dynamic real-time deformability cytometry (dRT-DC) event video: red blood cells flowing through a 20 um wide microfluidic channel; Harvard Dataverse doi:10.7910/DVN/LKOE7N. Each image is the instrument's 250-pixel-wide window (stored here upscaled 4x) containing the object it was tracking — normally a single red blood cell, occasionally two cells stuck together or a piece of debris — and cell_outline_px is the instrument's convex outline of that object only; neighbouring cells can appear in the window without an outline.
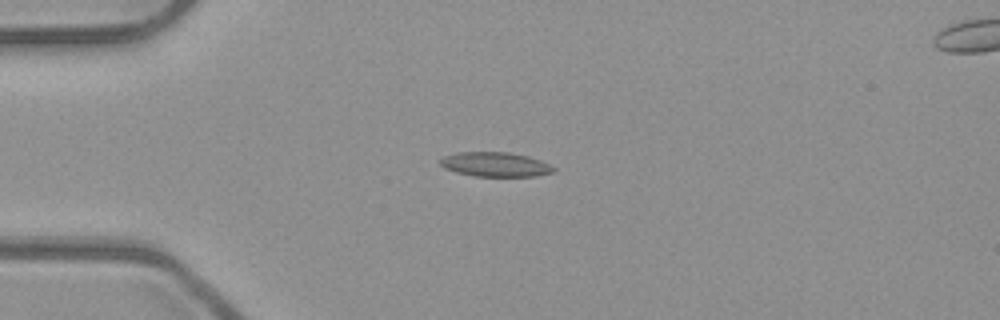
{"species": "common noctule bat (a hibernating species)", "species_latin": "Nyctalus noctula", "temperature_condition": "room temperature", "stored_images_in_passage": 6, "camera_frame_rate_fps": 3000, "um_per_image_px": 0.085, "animal": {"sex": "male", "body_mass_g": 23.1, "forearm_length_mm": 52.7}, "frame": {"image": 1, "passage_image": 3, "time_ms": 0.667, "image_size_px": [1000, 320], "cell_outline_px": [[556, 168], [552, 172], [536, 176], [472, 176], [456, 172], [444, 168], [440, 164], [440, 160], [444, 156], [456, 152], [508, 152], [528, 156], [540, 160]], "centroid_in_image_um": [42.07, 13.97], "position_along_channel_um": 42.9, "area_um2": 16.13}}
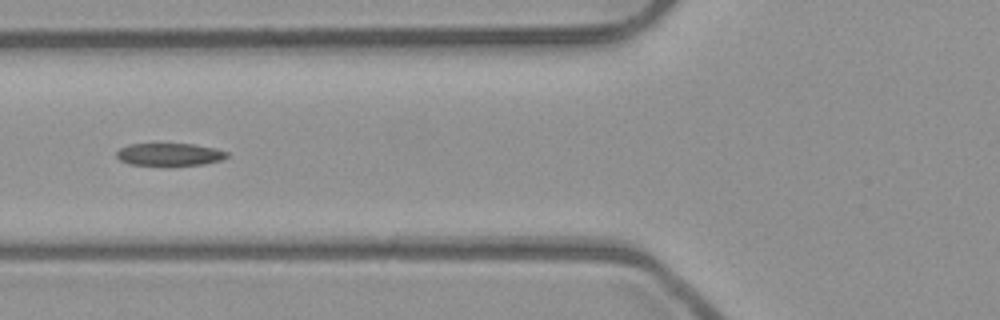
{"frame": {"image": 2, "passage_image": 5, "time_ms": 1.333, "image_size_px": [1000, 320], "cell_outline_px": [[228, 156], [220, 160], [204, 164], [164, 168], [160, 168], [128, 164], [120, 160], [116, 156], [116, 152], [120, 148], [128, 144], [192, 144], [216, 148], [228, 152]], "centroid_in_image_um": [14.37, 13.18], "position_along_channel_um": 111.4, "area_um2": 15.32}}
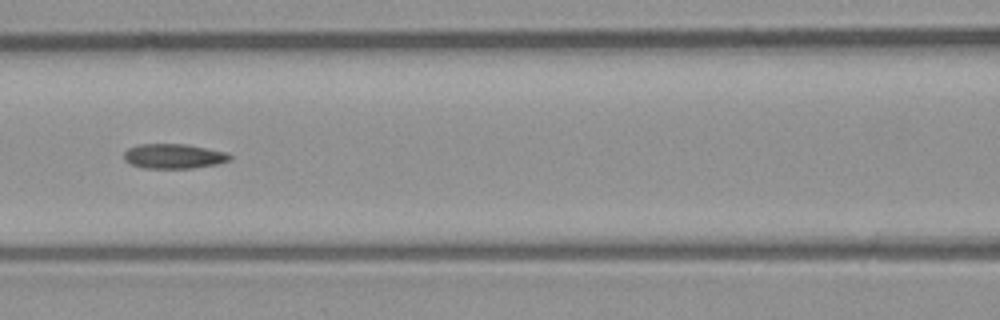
{"frame": {"image": 3, "passage_image": 6, "time_ms": 1.667, "image_size_px": [1000, 320], "cell_outline_px": [[232, 156], [228, 160], [216, 164], [192, 168], [144, 168], [128, 164], [124, 160], [124, 152], [128, 148], [140, 144], [188, 144], [228, 152]], "centroid_in_image_um": [14.74, 13.27], "position_along_channel_um": 151.9, "area_um2": 15.37}}